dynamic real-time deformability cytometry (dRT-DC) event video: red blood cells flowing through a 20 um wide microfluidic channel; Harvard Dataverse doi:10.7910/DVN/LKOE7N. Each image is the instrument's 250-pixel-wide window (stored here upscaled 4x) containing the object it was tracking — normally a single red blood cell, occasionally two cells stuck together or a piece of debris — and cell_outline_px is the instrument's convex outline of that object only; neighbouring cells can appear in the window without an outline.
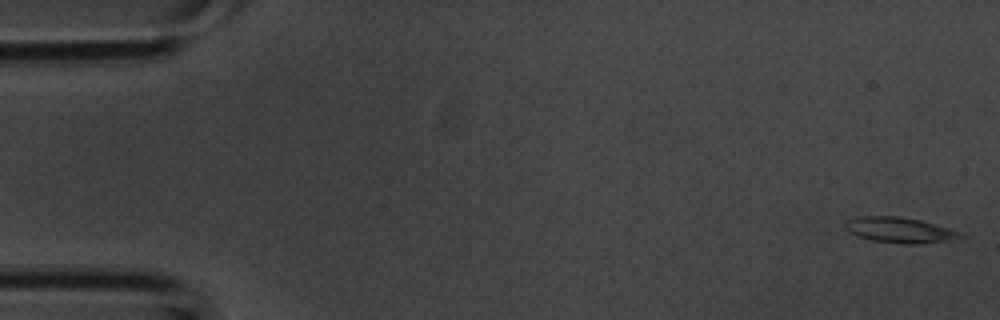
{"species": "common noctule bat (a hibernating species)", "species_latin": "Nyctalus noctula", "temperature_condition": "room temperature", "stored_images_in_passage": 43, "camera_frame_rate_fps": 3000, "um_per_image_px": 0.085, "animal": {"sex": "male", "body_mass_g": 20.1, "forearm_length_mm": 53.5}, "frame": {"image": 1, "passage_image": 1, "time_ms": 0.0, "image_size_px": [1000, 320], "cell_outline_px": [[964, 236], [944, 240], [912, 244], [908, 244], [872, 240], [848, 232], [844, 228], [844, 224], [848, 220], [860, 216], [896, 216], [920, 220], [948, 228], [960, 232]], "centroid_in_image_um": [76.39, 19.53], "position_along_channel_um": 8.6, "area_um2": 16.59}}
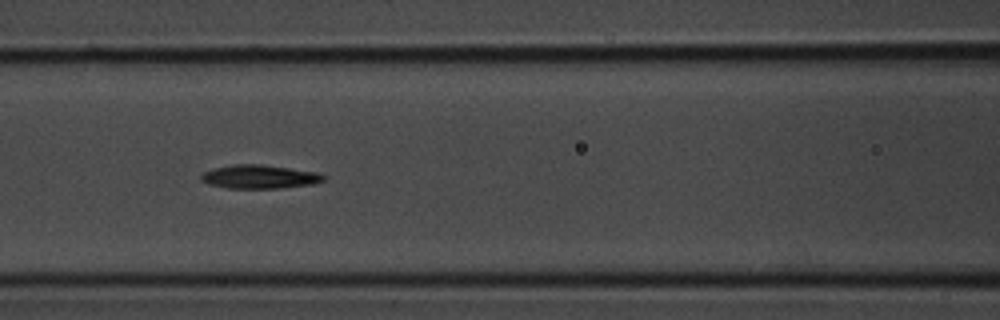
{"frame": {"image": 2, "passage_image": 18, "time_ms": 5.667, "image_size_px": [1000, 320], "cell_outline_px": [[328, 176], [324, 180], [312, 184], [280, 188], [228, 188], [208, 184], [200, 180], [200, 176], [204, 172], [216, 168], [232, 164], [260, 164], [316, 172]], "centroid_in_image_um": [22.05, 15.02], "position_along_channel_um": 144.5, "area_um2": 16.76}}
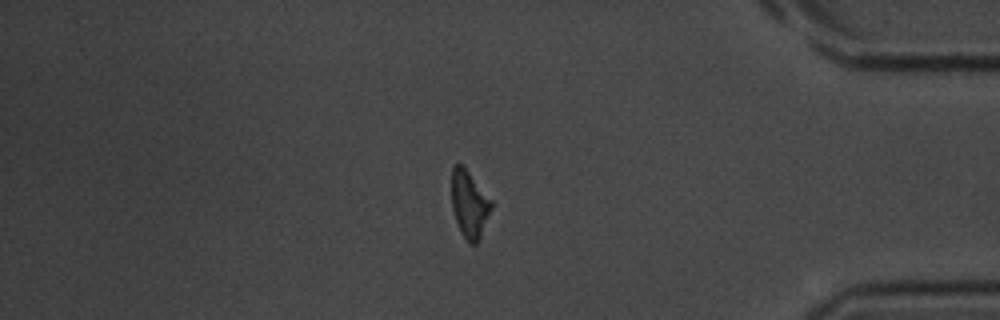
{"frame": {"image": 3, "passage_image": 36, "time_ms": 11.667, "image_size_px": [1000, 320], "cell_outline_px": [[492, 208], [480, 240], [476, 244], [468, 244], [460, 232], [452, 208], [452, 168], [456, 164], [460, 164], [468, 172], [492, 200]], "centroid_in_image_um": [39.91, 17.42], "position_along_channel_um": 395.3, "area_um2": 15.49}}